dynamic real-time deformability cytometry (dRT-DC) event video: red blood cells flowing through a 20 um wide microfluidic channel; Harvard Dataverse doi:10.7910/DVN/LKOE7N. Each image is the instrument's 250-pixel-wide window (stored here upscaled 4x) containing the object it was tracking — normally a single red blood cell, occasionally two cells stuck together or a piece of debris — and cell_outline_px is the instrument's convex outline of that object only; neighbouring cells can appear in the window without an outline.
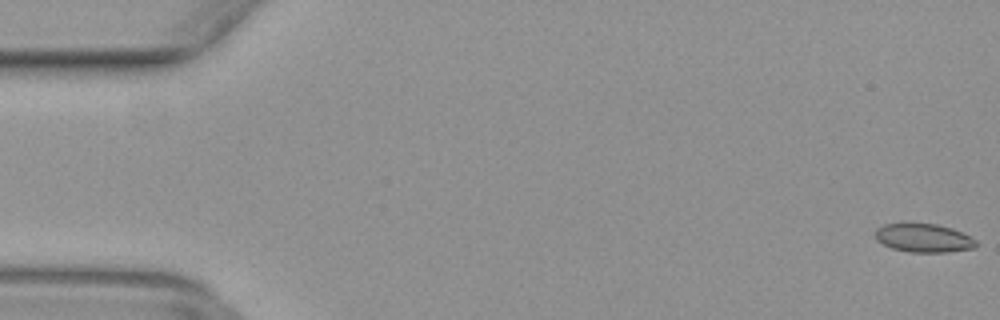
{"species": "common noctule bat (a hibernating species)", "species_latin": "Nyctalus noctula", "temperature_condition": "warm", "stored_images_in_passage": 15, "camera_frame_rate_fps": 3000, "um_per_image_px": 0.085, "animal": {"sex": "female", "body_mass_g": 29.2, "forearm_length_mm": 56.3}, "frame": {"image": 1, "passage_image": 1, "time_ms": 0.0, "image_size_px": [1000, 320], "cell_outline_px": [[976, 248], [948, 252], [908, 252], [892, 248], [876, 240], [876, 228], [884, 224], [936, 224], [952, 228], [976, 240]], "centroid_in_image_um": [78.51, 20.24], "position_along_channel_um": 6.5, "area_um2": 16.59}}
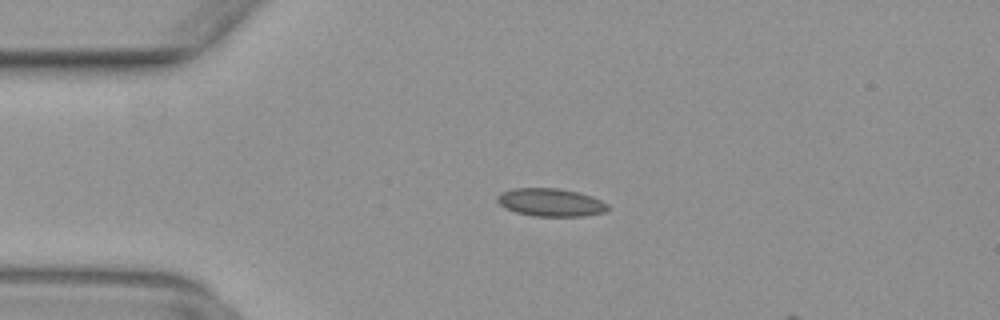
{"frame": {"image": 2, "passage_image": 12, "time_ms": 3.667, "image_size_px": [1000, 320], "cell_outline_px": [[608, 208], [604, 212], [584, 216], [532, 216], [516, 212], [504, 208], [496, 200], [496, 196], [512, 188], [556, 188], [576, 192], [592, 196], [608, 204]], "centroid_in_image_um": [46.78, 17.21], "position_along_channel_um": 38.2, "area_um2": 17.92}}